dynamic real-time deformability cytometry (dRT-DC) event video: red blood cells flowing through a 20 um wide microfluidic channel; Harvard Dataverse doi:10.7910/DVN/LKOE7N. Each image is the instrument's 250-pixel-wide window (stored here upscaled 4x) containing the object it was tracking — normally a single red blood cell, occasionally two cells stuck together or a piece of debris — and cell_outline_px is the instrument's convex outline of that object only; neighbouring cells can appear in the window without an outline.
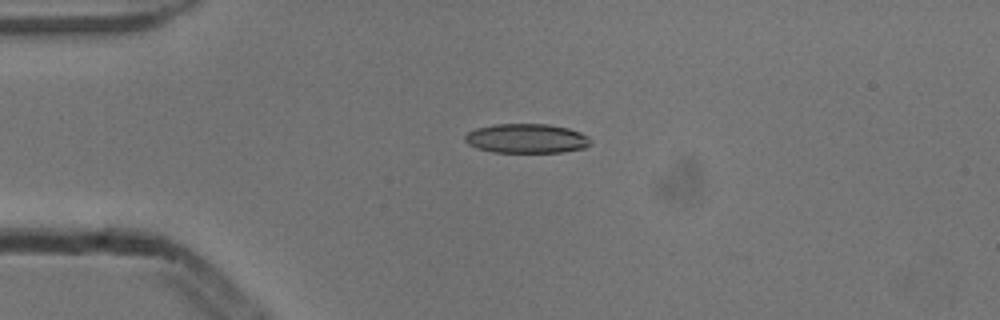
{"species": "common noctule bat (a hibernating species)", "species_latin": "Nyctalus noctula", "temperature_condition": "cold", "stored_images_in_passage": 8, "camera_frame_rate_fps": 3000, "um_per_image_px": 0.085, "animal": {"sex": "male", "body_mass_g": 13.3}, "frame": {"image": 1, "passage_image": 3, "time_ms": 0.667, "image_size_px": [1000, 320], "cell_outline_px": [[592, 140], [584, 148], [560, 152], [492, 152], [476, 148], [468, 144], [464, 140], [464, 136], [468, 132], [476, 128], [492, 124], [548, 124], [568, 128], [580, 132], [588, 136]], "centroid_in_image_um": [44.72, 11.76], "position_along_channel_um": 40.3, "area_um2": 21.56}}
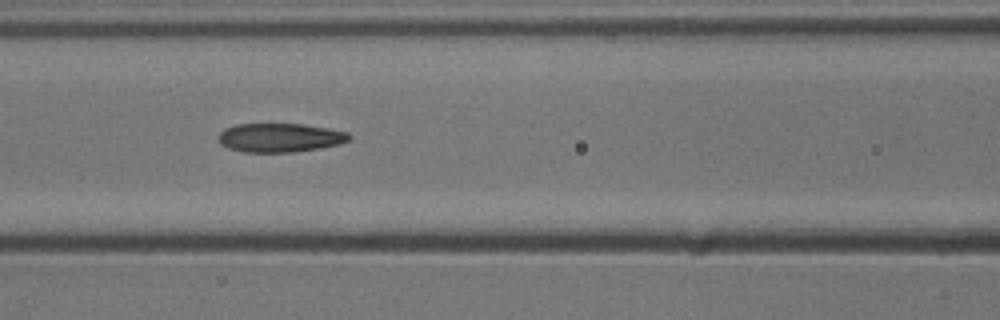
{"frame": {"image": 2, "passage_image": 6, "time_ms": 1.667, "image_size_px": [1000, 320], "cell_outline_px": [[352, 136], [348, 140], [340, 144], [320, 148], [292, 152], [244, 152], [228, 148], [220, 144], [220, 132], [224, 128], [236, 124], [304, 124], [328, 128], [348, 132]], "centroid_in_image_um": [23.81, 11.7], "position_along_channel_um": 142.8, "area_um2": 22.02}}
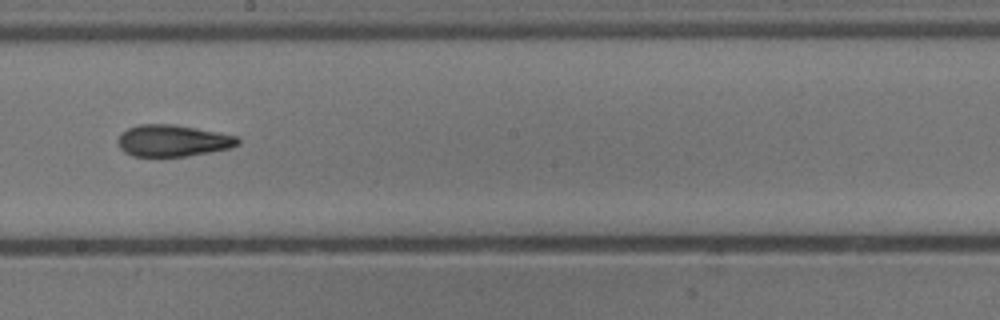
{"frame": {"image": 3, "passage_image": 8, "time_ms": 2.333, "image_size_px": [1000, 320], "cell_outline_px": [[240, 144], [228, 148], [188, 156], [132, 156], [124, 152], [120, 148], [116, 140], [120, 132], [128, 128], [140, 124], [172, 124], [196, 128], [236, 136], [240, 140]], "centroid_in_image_um": [14.63, 11.95], "position_along_channel_um": 233.6, "area_um2": 22.08}}